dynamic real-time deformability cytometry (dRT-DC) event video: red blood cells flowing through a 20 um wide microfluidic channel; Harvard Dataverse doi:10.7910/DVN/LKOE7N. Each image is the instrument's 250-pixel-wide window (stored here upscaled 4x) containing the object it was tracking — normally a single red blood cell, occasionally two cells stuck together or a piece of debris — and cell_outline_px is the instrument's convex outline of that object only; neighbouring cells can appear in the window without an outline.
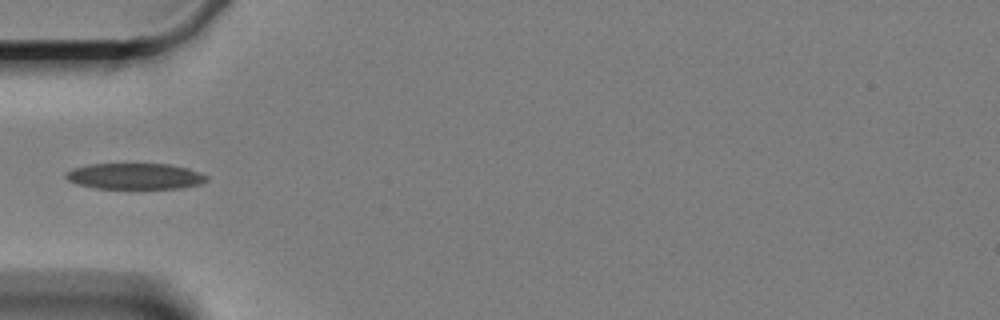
{"species": "Egyptian fruit bat (a non-hibernating species)", "species_latin": "Rousettus aegyptiacus", "temperature_condition": "cold", "stored_images_in_passage": 13, "camera_frame_rate_fps": 3000, "um_per_image_px": 0.085, "animal": {"sex": "female"}, "frame": {"image": 1, "passage_image": 3, "time_ms": 3.333, "image_size_px": [1000, 320], "cell_outline_px": [[208, 180], [200, 184], [180, 188], [96, 188], [76, 184], [68, 180], [64, 176], [68, 172], [76, 168], [88, 164], [168, 164], [188, 168], [208, 176]], "centroid_in_image_um": [11.49, 14.98], "position_along_channel_um": 73.5, "area_um2": 21.15}}
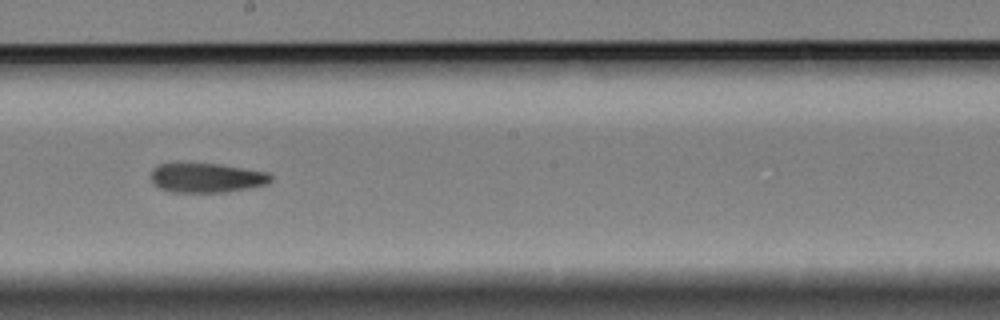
{"frame": {"image": 2, "passage_image": 7, "time_ms": 8.0, "image_size_px": [1000, 320], "cell_outline_px": [[272, 180], [264, 184], [224, 192], [172, 192], [160, 188], [152, 180], [152, 168], [160, 164], [176, 160], [188, 160], [220, 164], [268, 172], [272, 176]], "centroid_in_image_um": [17.48, 15.04], "position_along_channel_um": 230.7, "area_um2": 21.15}}
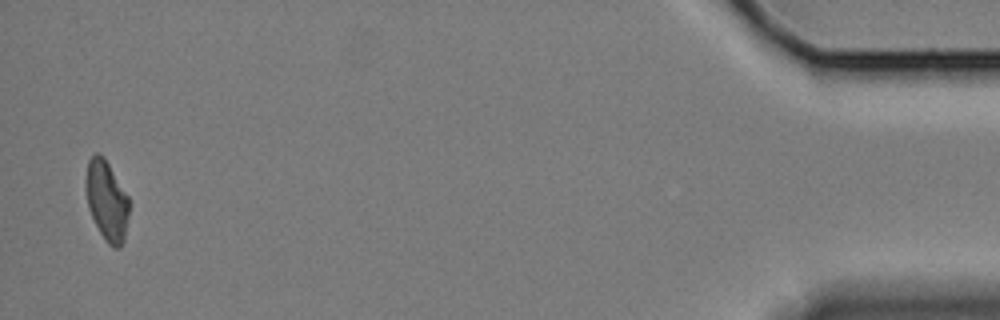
{"frame": {"image": 3, "passage_image": 13, "time_ms": 16.333, "image_size_px": [1000, 320], "cell_outline_px": [[128, 216], [124, 240], [120, 248], [112, 248], [104, 240], [88, 208], [84, 188], [84, 180], [88, 160], [96, 152], [104, 156], [128, 196]], "centroid_in_image_um": [9.04, 17.04], "position_along_channel_um": 426.2, "area_um2": 20.35}, "authors_computed_cell_mechanics": {"area_um2": 21.1548, "velocity_mm_per_s": 3.3566, "shape_relaxation_time_tau1_ms": 5.3713, "shape_relaxation_time_tau2_ms": 9.5579, "deformation_change_tau1": 0.1561, "deformation_change_tau2": 0.1966}}